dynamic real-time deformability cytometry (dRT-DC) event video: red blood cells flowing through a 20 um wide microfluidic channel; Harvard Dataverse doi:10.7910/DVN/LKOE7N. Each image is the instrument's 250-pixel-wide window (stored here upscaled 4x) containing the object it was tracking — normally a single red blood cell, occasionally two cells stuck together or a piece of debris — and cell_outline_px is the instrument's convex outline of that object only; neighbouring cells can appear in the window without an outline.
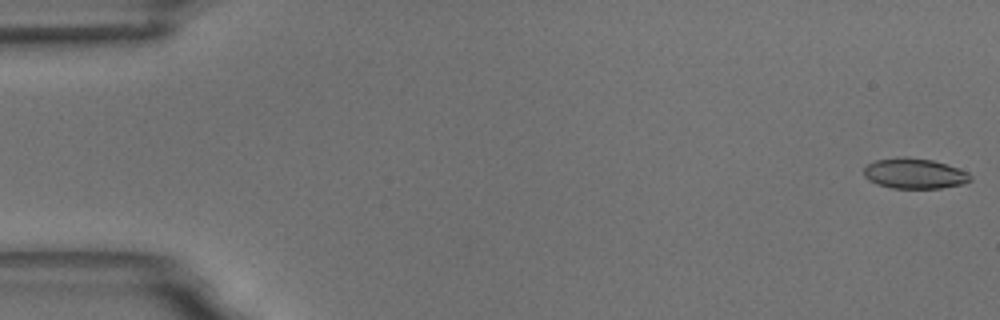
{"species": "common noctule bat (a hibernating species)", "species_latin": "Nyctalus noctula", "temperature_condition": "room temperature", "stored_images_in_passage": 58, "camera_frame_rate_fps": 3000, "um_per_image_px": 0.085, "animal": {"sex": "male", "body_mass_g": 18.8}, "frame": {"image": 1, "passage_image": 1, "time_ms": 0.0, "image_size_px": [1000, 320], "cell_outline_px": [[972, 180], [964, 184], [940, 188], [892, 188], [876, 184], [868, 180], [864, 176], [864, 168], [868, 164], [876, 160], [896, 156], [904, 156], [932, 160], [968, 172], [972, 176]], "centroid_in_image_um": [77.71, 14.75], "position_along_channel_um": 7.3, "area_um2": 18.96}}
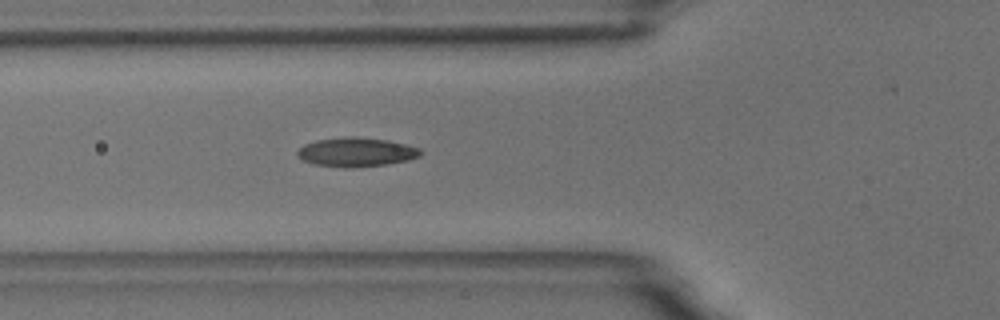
{"frame": {"image": 2, "passage_image": 21, "time_ms": 6.667, "image_size_px": [1000, 320], "cell_outline_px": [[420, 156], [408, 160], [384, 164], [348, 168], [312, 164], [296, 156], [296, 152], [304, 144], [316, 140], [344, 136], [356, 136], [388, 140], [420, 148]], "centroid_in_image_um": [30.23, 12.92], "position_along_channel_um": 95.6, "area_um2": 20.87}}
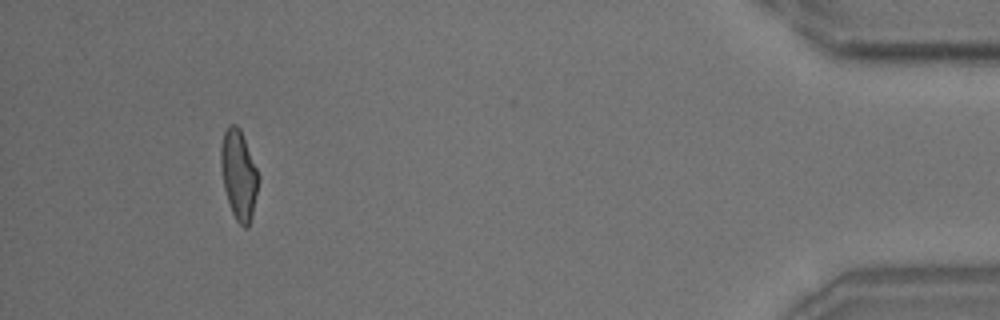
{"frame": {"image": 3, "passage_image": 54, "time_ms": 17.667, "image_size_px": [1000, 320], "cell_outline_px": [[260, 176], [252, 216], [248, 228], [244, 228], [236, 220], [232, 212], [224, 188], [220, 164], [220, 148], [224, 132], [228, 124], [236, 124], [240, 128]], "centroid_in_image_um": [20.29, 14.84], "position_along_channel_um": 414.9, "area_um2": 19.65}, "authors_computed_cell_mechanics": {"area_um2": 19.4786, "velocity_mm_per_s": 3.4917, "shape_relaxation_time_tau1_ms": 5.1152, "shape_relaxation_time_tau2_ms": 1.3287, "deformation_change_tau1": 0.1609, "deformation_change_tau2": 0.0623}}